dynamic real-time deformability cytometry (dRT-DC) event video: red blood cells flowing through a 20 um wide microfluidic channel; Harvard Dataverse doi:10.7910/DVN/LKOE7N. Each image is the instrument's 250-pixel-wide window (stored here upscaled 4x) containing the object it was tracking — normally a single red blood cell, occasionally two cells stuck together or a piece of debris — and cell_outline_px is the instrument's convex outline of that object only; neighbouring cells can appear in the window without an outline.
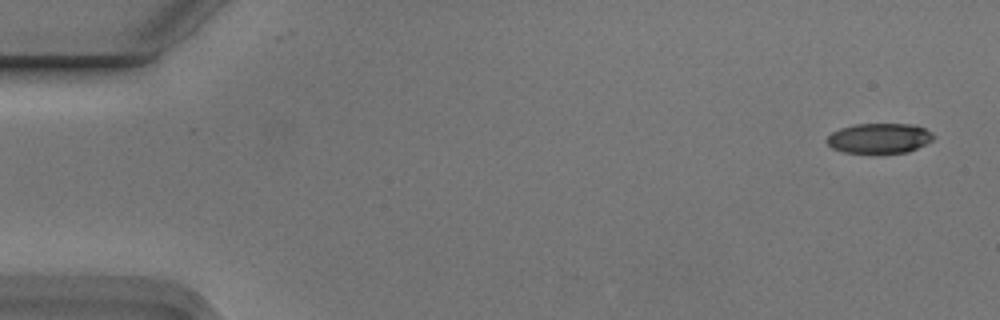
{"species": "Egyptian fruit bat (a non-hibernating species)", "species_latin": "Rousettus aegyptiacus", "temperature_condition": "cold", "stored_images_in_passage": 5, "camera_frame_rate_fps": 3000, "um_per_image_px": 0.085, "animal": {"sex": "male"}, "frame": {"image": 1, "passage_image": 1, "time_ms": 0.0, "image_size_px": [1000, 320], "cell_outline_px": [[936, 136], [932, 140], [908, 152], [844, 152], [832, 148], [824, 140], [832, 132], [840, 128], [856, 124], [912, 124], [924, 128], [932, 132]], "centroid_in_image_um": [74.73, 11.73], "position_along_channel_um": 10.3, "area_um2": 18.5}}
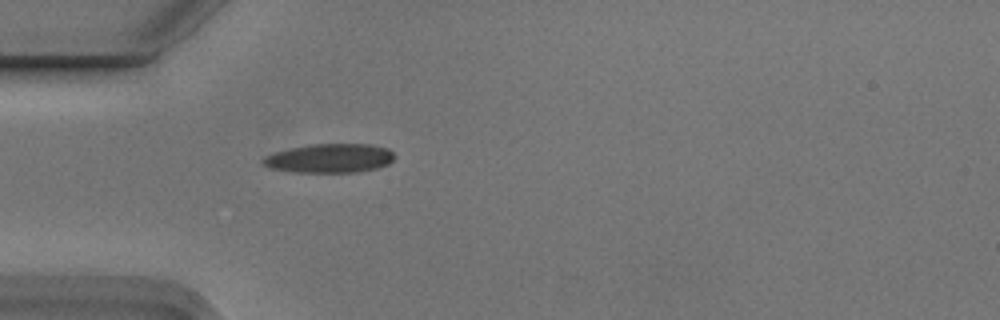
{"frame": {"image": 2, "passage_image": 5, "time_ms": 1.333, "image_size_px": [1000, 320], "cell_outline_px": [[396, 156], [388, 164], [376, 168], [356, 172], [296, 172], [268, 168], [264, 164], [264, 160], [268, 156], [276, 152], [292, 148], [312, 144], [372, 144], [388, 148]], "centroid_in_image_um": [28.09, 13.45], "position_along_channel_um": 56.9, "area_um2": 21.96}}